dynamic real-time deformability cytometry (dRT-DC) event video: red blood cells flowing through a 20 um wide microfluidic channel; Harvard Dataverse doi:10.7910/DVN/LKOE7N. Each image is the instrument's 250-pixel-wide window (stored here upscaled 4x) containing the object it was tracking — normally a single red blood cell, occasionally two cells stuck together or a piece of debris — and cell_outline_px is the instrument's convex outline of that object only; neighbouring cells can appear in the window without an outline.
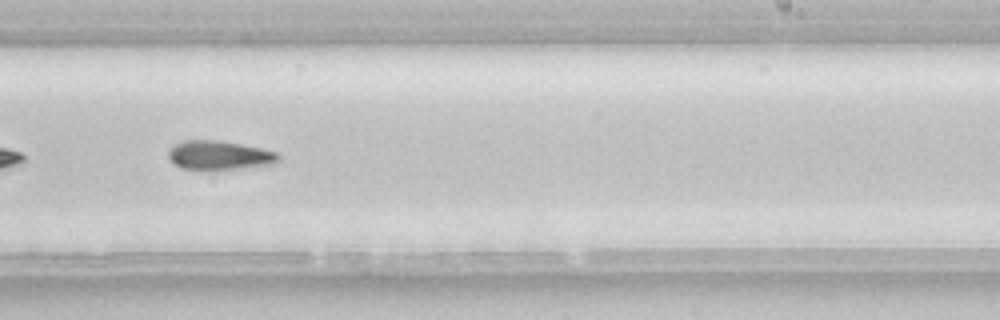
{"species": "common noctule bat (a hibernating species)", "species_latin": "Nyctalus noctula", "temperature_condition": "room temperature", "stored_images_in_passage": 39, "segment_of_instrument_passage": [2, 2], "camera_frame_rate_fps": 3000, "um_per_image_px": 0.085, "animal": {"sex": "female", "body_mass_g": 22.7, "forearm_length_mm": 54.2}, "frame": {"image": 1, "passage_image": 33, "time_ms": 10.667, "image_size_px": [1000, 320], "cell_outline_px": [[280, 160], [276, 164], [240, 168], [180, 168], [172, 164], [168, 156], [168, 152], [176, 144], [184, 140], [220, 140], [260, 148], [276, 152], [280, 156]], "centroid_in_image_um": [18.66, 13.18], "position_along_channel_um": 270.3, "area_um2": 18.32}}